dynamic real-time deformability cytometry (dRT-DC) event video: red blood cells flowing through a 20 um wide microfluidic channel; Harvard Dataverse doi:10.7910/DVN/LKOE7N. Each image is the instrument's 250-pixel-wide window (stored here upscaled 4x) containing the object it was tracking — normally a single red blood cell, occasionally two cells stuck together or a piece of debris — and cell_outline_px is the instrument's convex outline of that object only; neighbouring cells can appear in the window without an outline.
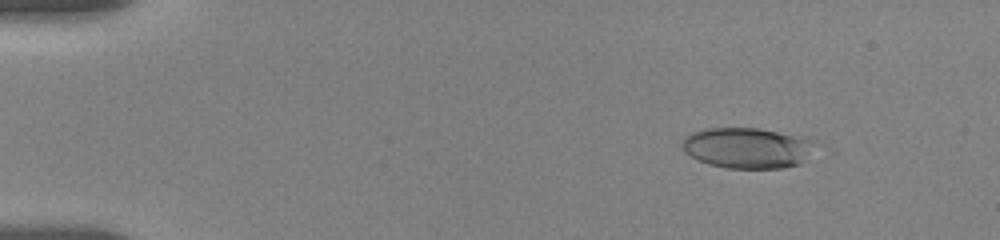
{"species": "human", "species_latin": "Homo sapiens", "temperature_condition": "room temperature", "stored_images_in_passage": 56, "camera_frame_rate_fps": 3000, "um_per_image_px": 0.085, "donor": {"sex": "female"}, "frame": {"image": 1, "passage_image": 7, "time_ms": 2.0, "image_size_px": [1000, 240], "cell_outline_px": [[816, 140], [800, 164], [784, 168], [724, 168], [708, 164], [684, 152], [680, 144], [684, 136], [692, 132], [704, 128], [756, 128]], "centroid_in_image_um": [63.43, 12.57], "position_along_channel_um": 21.6, "area_um2": 31.21}}
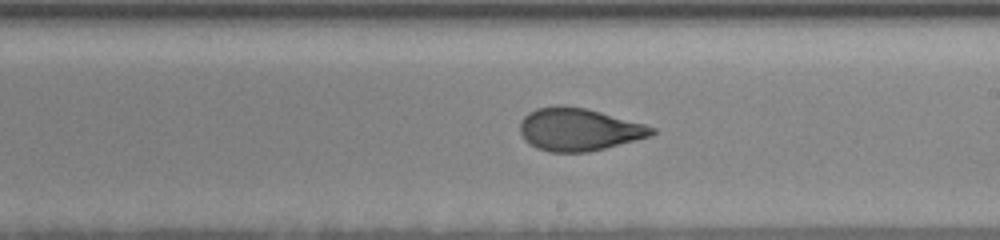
{"frame": {"image": 2, "passage_image": 33, "time_ms": 10.667, "image_size_px": [1000, 240], "cell_outline_px": [[656, 132], [652, 136], [588, 152], [548, 152], [536, 148], [524, 140], [520, 132], [520, 120], [528, 112], [536, 108], [560, 104], [564, 104], [584, 108], [600, 112], [644, 124], [656, 128]], "centroid_in_image_um": [49.16, 11.0], "position_along_channel_um": 239.8, "area_um2": 32.89}}
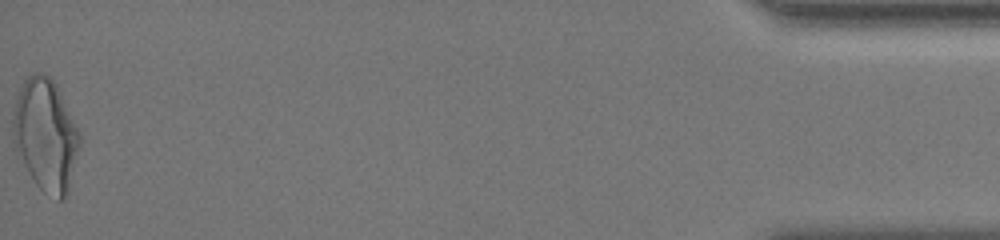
{"frame": {"image": 3, "passage_image": 56, "time_ms": 18.333, "image_size_px": [1000, 240], "cell_outline_px": [[80, 144], [68, 192], [64, 200], [60, 200], [44, 192], [36, 184], [16, 152], [12, 140], [12, 116], [16, 100], [20, 88], [24, 80], [32, 72], [40, 72], [52, 76], [56, 84], [80, 136]], "centroid_in_image_um": [3.85, 11.45], "position_along_channel_um": 431.4, "area_um2": 43.41}, "authors_computed_cell_mechanics": {"area_um2": 32.8304, "velocity_mm_per_s": 3.6368, "shape_relaxation_time_tau1_ms": 5.8779, "shape_relaxation_time_tau2_ms": 1.2427, "deformation_change_tau1": 0.1933, "deformation_change_tau2": 0.0772}}